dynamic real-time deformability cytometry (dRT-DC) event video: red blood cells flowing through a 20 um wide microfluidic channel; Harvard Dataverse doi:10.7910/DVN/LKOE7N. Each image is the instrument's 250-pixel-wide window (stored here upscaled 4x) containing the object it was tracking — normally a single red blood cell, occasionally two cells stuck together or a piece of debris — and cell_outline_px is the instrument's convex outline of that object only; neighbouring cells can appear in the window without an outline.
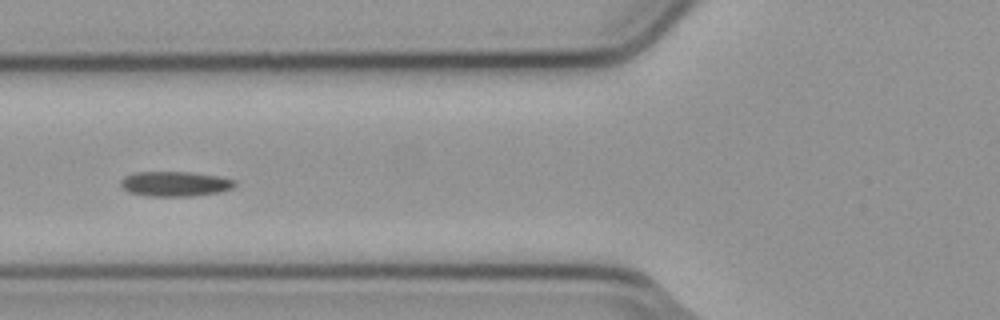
{"species": "common noctule bat (a hibernating species)", "species_latin": "Nyctalus noctula", "temperature_condition": "cold", "stored_images_in_passage": 6, "camera_frame_rate_fps": 3000, "um_per_image_px": 0.085, "animal": {"sex": "male", "body_mass_g": 23.1, "forearm_length_mm": 52.7}, "frame": {"image": 1, "passage_image": 6, "time_ms": 1.667, "image_size_px": [1000, 320], "cell_outline_px": [[236, 184], [232, 188], [220, 192], [192, 196], [148, 196], [128, 192], [120, 184], [120, 180], [124, 176], [132, 172], [192, 172], [220, 176], [236, 180]], "centroid_in_image_um": [14.88, 15.62], "position_along_channel_um": 110.9, "area_um2": 16.76}}